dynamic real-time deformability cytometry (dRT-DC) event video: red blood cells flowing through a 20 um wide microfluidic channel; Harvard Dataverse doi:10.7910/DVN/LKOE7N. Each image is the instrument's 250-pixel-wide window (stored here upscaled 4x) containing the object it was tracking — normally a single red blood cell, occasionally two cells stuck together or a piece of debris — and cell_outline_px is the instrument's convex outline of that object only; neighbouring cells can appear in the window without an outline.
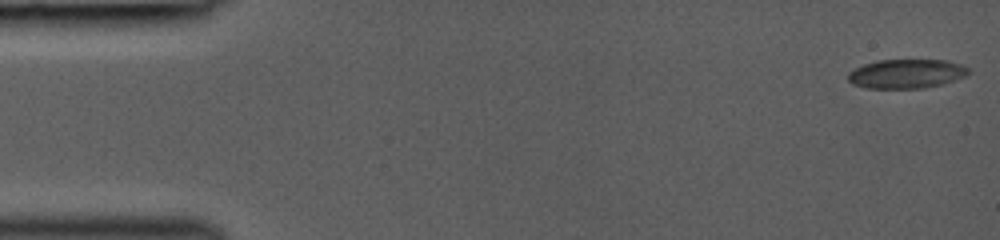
{"species": "common noctule bat (a hibernating species)", "species_latin": "Nyctalus noctula", "temperature_condition": "room temperature", "stored_images_in_passage": 42, "camera_frame_rate_fps": 3000, "um_per_image_px": 0.085, "animal": {"sex": "female", "body_mass_g": 19.0, "forearm_length_mm": 53.3}, "frame": {"image": 1, "passage_image": 1, "time_ms": 0.0, "image_size_px": [1000, 240], "cell_outline_px": [[972, 72], [964, 76], [940, 84], [924, 88], [864, 88], [852, 84], [848, 80], [848, 72], [864, 64], [876, 60], [948, 60], [960, 64], [968, 68]], "centroid_in_image_um": [77.02, 6.26], "position_along_channel_um": 8.0, "area_um2": 20.4}}
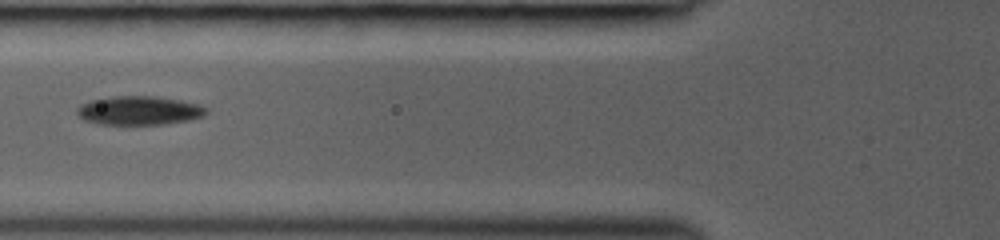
{"frame": {"image": 2, "passage_image": 18, "time_ms": 5.667, "image_size_px": [1000, 240], "cell_outline_px": [[208, 112], [204, 116], [188, 120], [164, 124], [100, 124], [84, 120], [76, 112], [76, 108], [80, 104], [92, 100], [112, 96], [156, 96], [180, 100], [200, 104], [208, 108]], "centroid_in_image_um": [11.85, 9.39], "position_along_channel_um": 114.0, "area_um2": 21.79}}
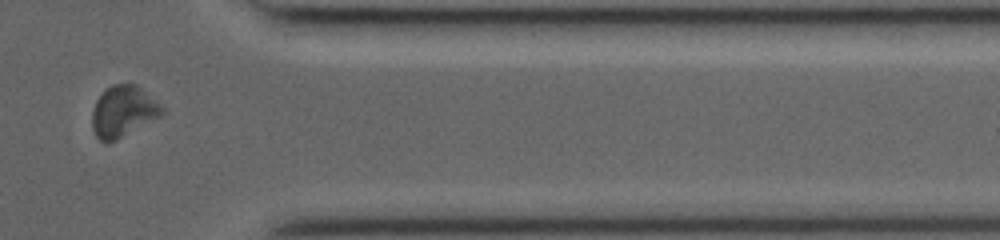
{"frame": {"image": 3, "passage_image": 36, "time_ms": 12.333, "image_size_px": [1000, 240], "cell_outline_px": [[164, 112], [160, 116], [116, 140], [100, 140], [96, 136], [92, 128], [92, 112], [96, 100], [104, 88], [112, 84], [136, 84], [160, 104], [164, 108]], "centroid_in_image_um": [10.45, 9.44], "position_along_channel_um": 401.0, "area_um2": 20.58}}